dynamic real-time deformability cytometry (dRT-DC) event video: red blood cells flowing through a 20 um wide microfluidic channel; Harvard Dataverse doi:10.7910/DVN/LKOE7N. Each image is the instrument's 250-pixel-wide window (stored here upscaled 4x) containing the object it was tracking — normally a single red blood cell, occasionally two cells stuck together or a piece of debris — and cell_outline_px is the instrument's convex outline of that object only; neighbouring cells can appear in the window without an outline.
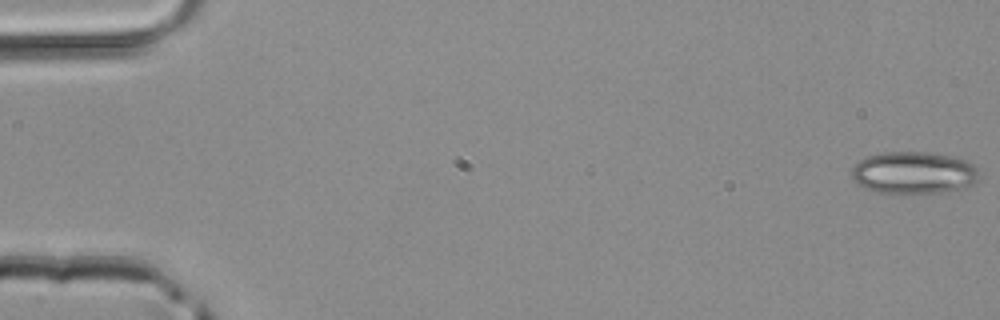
{"species": "common noctule bat (a hibernating species)", "species_latin": "Nyctalus noctula", "temperature_condition": "room temperature", "stored_images_in_passage": 48, "camera_frame_rate_fps": 3000, "um_per_image_px": 0.085, "animal": {"sex": "male", "body_mass_g": 20.4}, "frame": {"image": 1, "passage_image": 1, "time_ms": 0.0, "image_size_px": [1000, 320], "cell_outline_px": [[976, 180], [972, 184], [964, 188], [920, 196], [876, 192], [864, 188], [852, 176], [852, 168], [860, 160], [868, 156], [884, 152], [924, 152], [948, 156], [964, 160], [976, 164]], "centroid_in_image_um": [77.65, 14.73], "position_along_channel_um": 7.3, "area_um2": 31.62}}
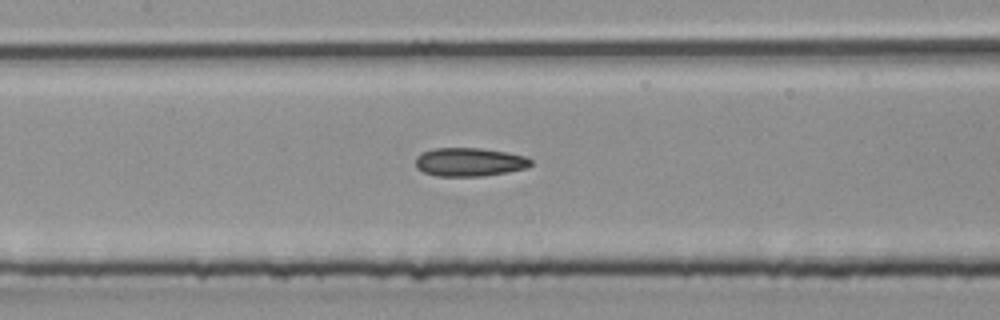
{"frame": {"image": 2, "passage_image": 23, "time_ms": 7.333, "image_size_px": [1000, 320], "cell_outline_px": [[532, 164], [528, 168], [508, 172], [484, 176], [436, 176], [424, 172], [416, 168], [416, 156], [432, 148], [480, 148], [508, 152], [524, 156], [532, 160]], "centroid_in_image_um": [39.92, 13.77], "position_along_channel_um": 167.5, "area_um2": 19.31}}
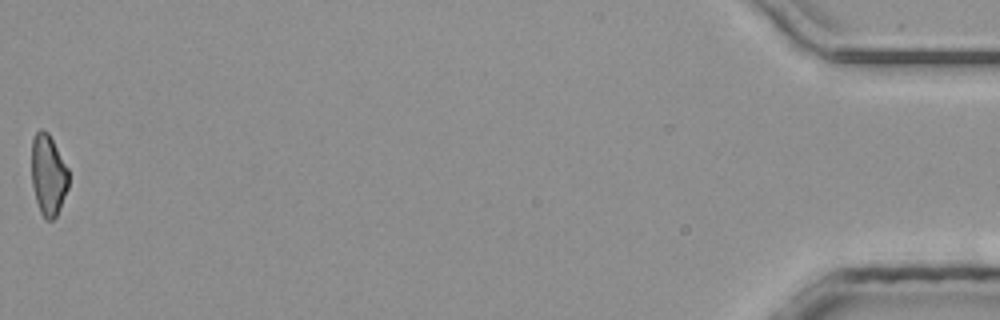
{"frame": {"image": 3, "passage_image": 48, "time_ms": 15.667, "image_size_px": [1000, 320], "cell_outline_px": [[68, 188], [56, 216], [52, 220], [44, 220], [40, 212], [36, 200], [32, 184], [32, 140], [36, 132], [40, 128], [48, 132], [68, 168]], "centroid_in_image_um": [4.1, 14.87], "position_along_channel_um": 431.1, "area_um2": 17.4}}